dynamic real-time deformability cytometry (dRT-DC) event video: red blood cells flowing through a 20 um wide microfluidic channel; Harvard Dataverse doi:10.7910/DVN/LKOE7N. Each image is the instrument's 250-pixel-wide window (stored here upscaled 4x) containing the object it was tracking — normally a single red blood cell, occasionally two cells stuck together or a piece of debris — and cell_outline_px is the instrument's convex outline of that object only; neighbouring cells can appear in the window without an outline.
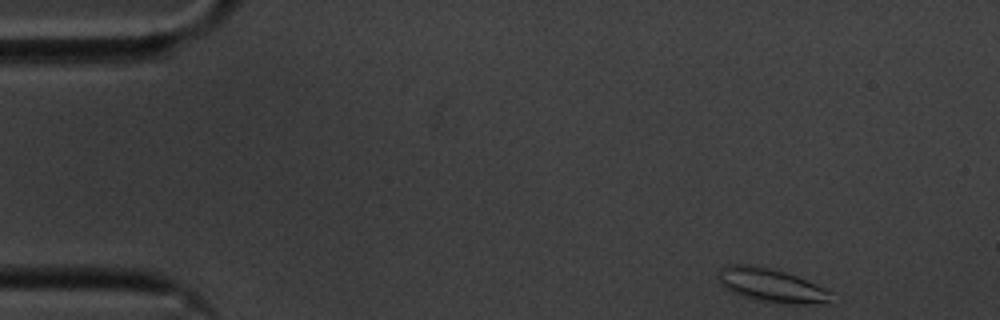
{"species": "common noctule bat (a hibernating species)", "species_latin": "Nyctalus noctula", "temperature_condition": "cold", "stored_images_in_passage": 52, "camera_frame_rate_fps": 3000, "um_per_image_px": 0.085, "animal": {"sex": "male", "body_mass_g": 20.1, "forearm_length_mm": 53.5}, "frame": {"image": 1, "passage_image": 1, "time_ms": 0.0, "image_size_px": [1000, 320], "cell_outline_px": [[844, 300], [832, 304], [796, 304], [756, 300], [740, 296], [724, 288], [716, 280], [720, 268], [736, 264], [744, 264], [768, 268], [784, 272], [796, 276], [832, 292]], "centroid_in_image_um": [65.68, 24.3], "position_along_channel_um": 19.3, "area_um2": 22.6}}
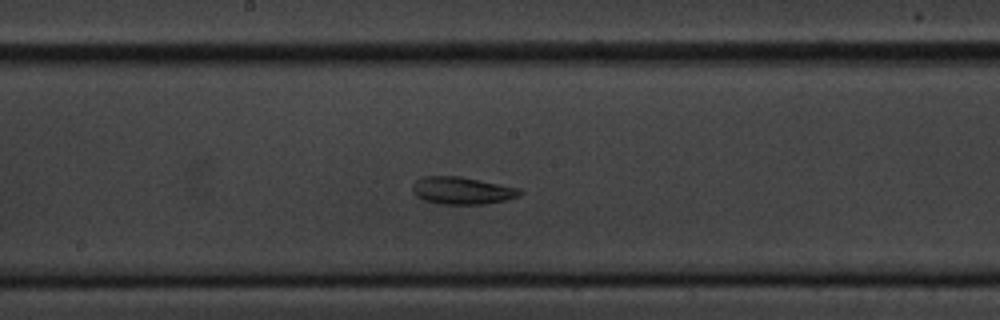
{"frame": {"image": 2, "passage_image": 25, "time_ms": 8.0, "image_size_px": [1000, 320], "cell_outline_px": [[524, 192], [520, 196], [504, 200], [484, 204], [440, 204], [424, 200], [416, 196], [412, 192], [412, 184], [416, 180], [424, 176], [460, 176], [520, 188]], "centroid_in_image_um": [39.27, 16.19], "position_along_channel_um": 208.9, "area_um2": 17.22}}
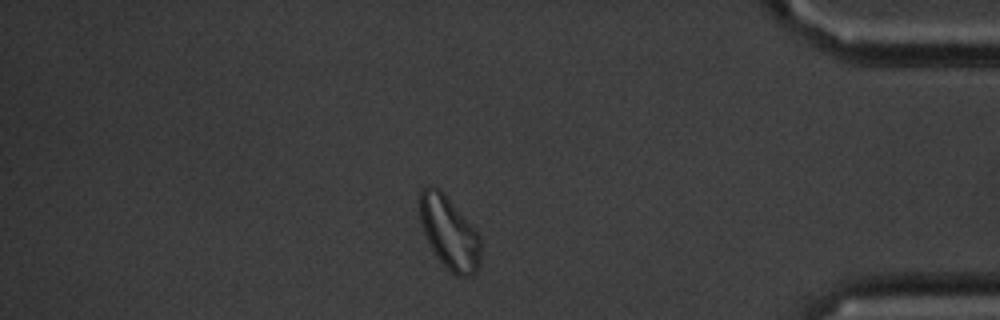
{"frame": {"image": 3, "passage_image": 44, "time_ms": 14.333, "image_size_px": [1000, 320], "cell_outline_px": [[480, 264], [476, 272], [468, 276], [456, 276], [440, 260], [432, 248], [424, 232], [420, 220], [420, 188], [428, 184], [440, 188], [444, 192], [480, 236]], "centroid_in_image_um": [38.18, 19.74], "position_along_channel_um": 397.0, "area_um2": 25.55}}